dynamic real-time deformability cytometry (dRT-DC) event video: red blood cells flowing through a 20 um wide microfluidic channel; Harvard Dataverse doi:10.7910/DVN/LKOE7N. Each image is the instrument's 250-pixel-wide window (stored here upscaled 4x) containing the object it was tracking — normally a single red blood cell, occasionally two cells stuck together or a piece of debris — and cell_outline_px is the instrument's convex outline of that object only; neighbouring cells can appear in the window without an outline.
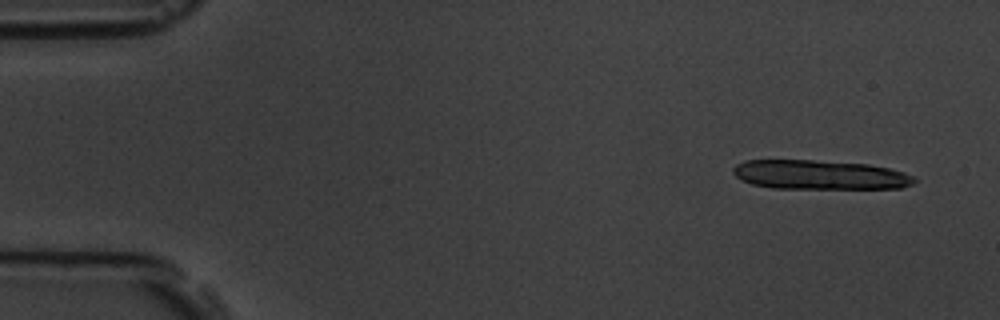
{"species": "common noctule bat (a hibernating species)", "species_latin": "Nyctalus noctula", "temperature_condition": "room temperature", "stored_images_in_passage": 5, "camera_frame_rate_fps": 3000, "um_per_image_px": 0.085, "animal": {"sex": "male", "body_mass_g": 19.5, "forearm_length_mm": 54.6}, "frame": {"image": 1, "passage_image": 1, "time_ms": 0.0, "image_size_px": [1000, 320], "cell_outline_px": [[916, 180], [912, 184], [900, 188], [772, 188], [752, 184], [740, 180], [732, 172], [732, 168], [736, 164], [744, 160], [812, 160], [868, 164], [888, 168], [904, 172], [912, 176]], "centroid_in_image_um": [69.63, 14.85], "position_along_channel_um": 15.4, "area_um2": 30.92}}